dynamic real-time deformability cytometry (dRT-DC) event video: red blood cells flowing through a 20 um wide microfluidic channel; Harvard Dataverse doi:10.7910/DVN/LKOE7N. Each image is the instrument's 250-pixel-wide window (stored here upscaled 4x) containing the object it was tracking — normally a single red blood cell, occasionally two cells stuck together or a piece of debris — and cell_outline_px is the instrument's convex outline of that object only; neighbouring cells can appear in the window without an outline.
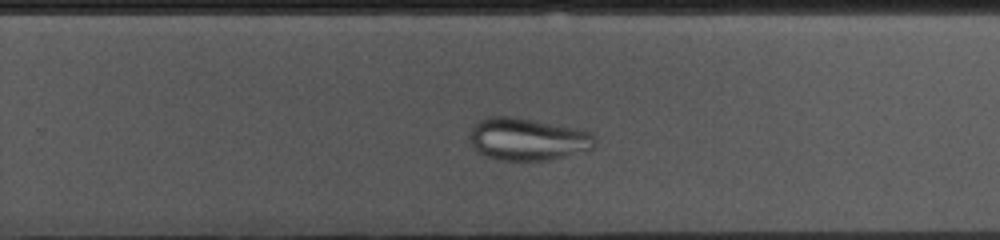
{"species": "common noctule bat (a hibernating species)", "species_latin": "Nyctalus noctula", "temperature_condition": "cold", "stored_images_in_passage": 43, "camera_frame_rate_fps": 3000, "um_per_image_px": 0.085, "animal": {"sex": "female", "body_mass_g": 10.0, "forearm_length_mm": 53.1}, "frame": {"image": 1, "passage_image": 31, "time_ms": 10.0, "image_size_px": [1000, 240], "cell_outline_px": [[596, 144], [592, 148], [568, 156], [552, 160], [496, 160], [480, 152], [472, 144], [468, 136], [472, 124], [488, 116], [516, 116], [576, 128], [592, 132], [596, 140]], "centroid_in_image_um": [44.85, 11.81], "position_along_channel_um": 285.0, "area_um2": 31.27}}